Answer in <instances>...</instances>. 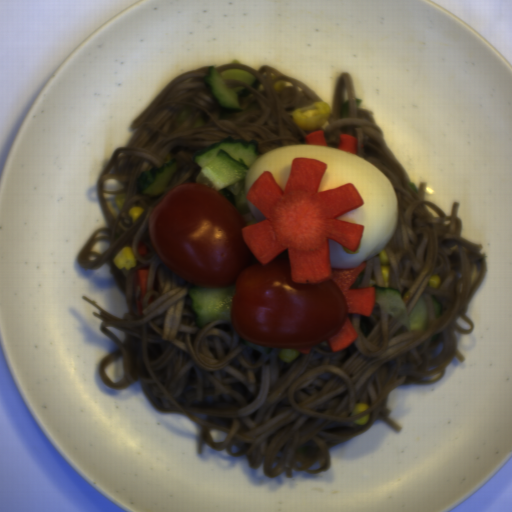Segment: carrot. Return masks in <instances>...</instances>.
<instances>
[{
    "instance_id": "4",
    "label": "carrot",
    "mask_w": 512,
    "mask_h": 512,
    "mask_svg": "<svg viewBox=\"0 0 512 512\" xmlns=\"http://www.w3.org/2000/svg\"><path fill=\"white\" fill-rule=\"evenodd\" d=\"M358 146L359 142L357 137H354L350 134H342L338 138V147L337 149L343 150L345 152L351 153L353 155L358 154Z\"/></svg>"
},
{
    "instance_id": "6",
    "label": "carrot",
    "mask_w": 512,
    "mask_h": 512,
    "mask_svg": "<svg viewBox=\"0 0 512 512\" xmlns=\"http://www.w3.org/2000/svg\"><path fill=\"white\" fill-rule=\"evenodd\" d=\"M138 252L140 255H146L148 254V250H147V247L145 245H141L139 248H138Z\"/></svg>"
},
{
    "instance_id": "1",
    "label": "carrot",
    "mask_w": 512,
    "mask_h": 512,
    "mask_svg": "<svg viewBox=\"0 0 512 512\" xmlns=\"http://www.w3.org/2000/svg\"><path fill=\"white\" fill-rule=\"evenodd\" d=\"M328 163L296 156L283 190L269 170H263L245 193L265 217L240 229L259 266H267L287 250L292 283L319 285L333 280L339 287L347 313L372 315L375 288L353 286L368 260L354 268L332 267L329 240L355 252L365 231L362 224L338 219L365 204L353 182L319 191Z\"/></svg>"
},
{
    "instance_id": "3",
    "label": "carrot",
    "mask_w": 512,
    "mask_h": 512,
    "mask_svg": "<svg viewBox=\"0 0 512 512\" xmlns=\"http://www.w3.org/2000/svg\"><path fill=\"white\" fill-rule=\"evenodd\" d=\"M149 275H150V272H149L148 268L144 269V270H137L134 274L136 286H137V288L138 287L140 288L139 298L136 302L137 311H138L139 315L142 312L141 301L144 298L146 290H147Z\"/></svg>"
},
{
    "instance_id": "2",
    "label": "carrot",
    "mask_w": 512,
    "mask_h": 512,
    "mask_svg": "<svg viewBox=\"0 0 512 512\" xmlns=\"http://www.w3.org/2000/svg\"><path fill=\"white\" fill-rule=\"evenodd\" d=\"M356 340H358V333L348 316L340 326L339 330L326 341L330 347V351L336 353L343 351Z\"/></svg>"
},
{
    "instance_id": "5",
    "label": "carrot",
    "mask_w": 512,
    "mask_h": 512,
    "mask_svg": "<svg viewBox=\"0 0 512 512\" xmlns=\"http://www.w3.org/2000/svg\"><path fill=\"white\" fill-rule=\"evenodd\" d=\"M305 140L307 145H320L327 147L326 136L321 129L314 130L313 132L307 134L305 136Z\"/></svg>"
},
{
    "instance_id": "7",
    "label": "carrot",
    "mask_w": 512,
    "mask_h": 512,
    "mask_svg": "<svg viewBox=\"0 0 512 512\" xmlns=\"http://www.w3.org/2000/svg\"><path fill=\"white\" fill-rule=\"evenodd\" d=\"M297 351V353H301V354H308V353H311V349H302V350H295Z\"/></svg>"
}]
</instances>
